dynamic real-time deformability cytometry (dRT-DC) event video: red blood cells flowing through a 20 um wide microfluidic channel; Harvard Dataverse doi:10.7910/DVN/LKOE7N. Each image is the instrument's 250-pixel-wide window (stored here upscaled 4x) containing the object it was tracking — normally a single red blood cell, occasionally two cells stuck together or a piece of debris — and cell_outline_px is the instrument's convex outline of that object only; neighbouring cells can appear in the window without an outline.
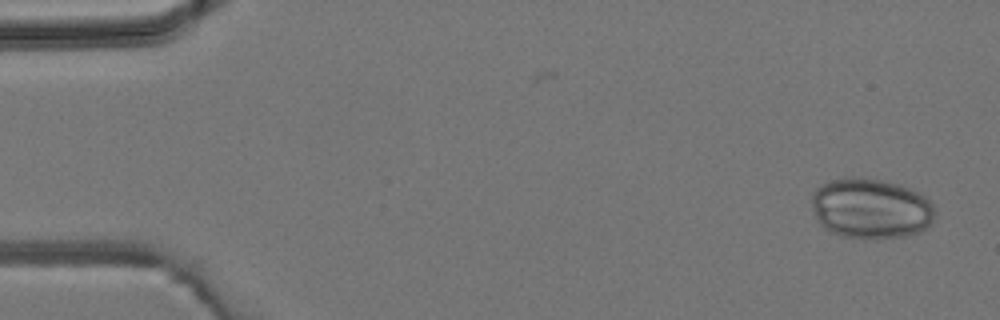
{"species": "common noctule bat (a hibernating species)", "species_latin": "Nyctalus noctula", "temperature_condition": "room temperature", "stored_images_in_passage": 2, "camera_frame_rate_fps": 3000, "um_per_image_px": 0.085, "animal": {"sex": "male", "body_mass_g": 19.2, "forearm_length_mm": 51.8}, "frame": {"image": 1, "passage_image": 2, "time_ms": 1.333, "image_size_px": [1000, 320], "cell_outline_px": [[932, 224], [920, 232], [908, 236], [876, 240], [864, 240], [840, 236], [824, 228], [820, 224], [812, 208], [812, 192], [816, 188], [832, 180], [844, 176], [860, 176], [900, 184], [920, 192], [932, 204]], "centroid_in_image_um": [74.01, 17.74], "position_along_channel_um": 11.0, "area_um2": 44.1}}